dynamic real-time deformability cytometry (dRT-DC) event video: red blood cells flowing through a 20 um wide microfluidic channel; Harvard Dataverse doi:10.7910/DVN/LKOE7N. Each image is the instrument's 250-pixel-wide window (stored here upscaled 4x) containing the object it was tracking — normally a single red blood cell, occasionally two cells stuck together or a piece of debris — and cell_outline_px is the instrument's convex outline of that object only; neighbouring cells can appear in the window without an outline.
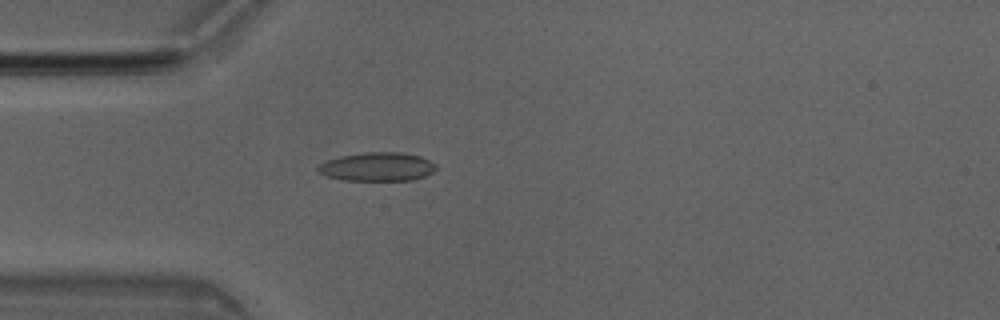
{"species": "Egyptian fruit bat (a non-hibernating species)", "species_latin": "Rousettus aegyptiacus", "temperature_condition": "room temperature", "stored_images_in_passage": 4, "camera_frame_rate_fps": 3000, "um_per_image_px": 0.085, "animal": {"sex": "male"}, "frame": {"image": 1, "passage_image": 4, "time_ms": 1.0, "image_size_px": [1000, 320], "cell_outline_px": [[436, 168], [432, 172], [424, 176], [412, 180], [340, 180], [316, 172], [316, 168], [324, 160], [340, 156], [364, 152], [400, 152], [420, 156], [436, 164]], "centroid_in_image_um": [32.02, 14.17], "position_along_channel_um": 53.0, "area_um2": 19.83}}